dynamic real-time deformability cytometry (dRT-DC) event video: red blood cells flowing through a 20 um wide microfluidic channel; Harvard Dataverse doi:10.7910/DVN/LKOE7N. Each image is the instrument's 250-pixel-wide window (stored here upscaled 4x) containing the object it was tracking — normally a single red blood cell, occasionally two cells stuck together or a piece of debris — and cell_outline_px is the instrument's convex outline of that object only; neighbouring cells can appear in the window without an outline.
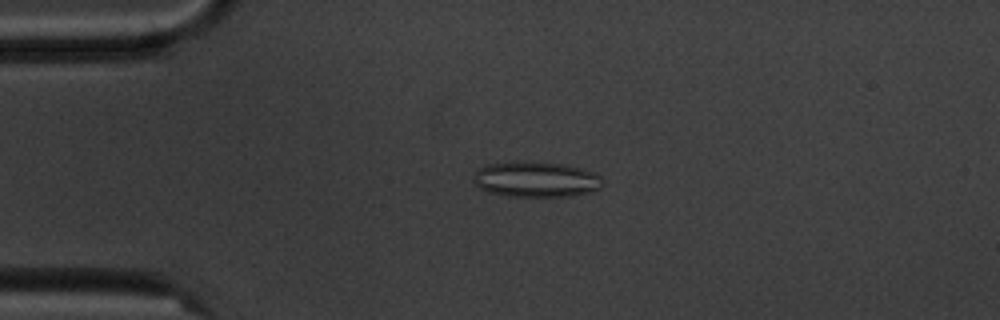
{"species": "common noctule bat (a hibernating species)", "species_latin": "Nyctalus noctula", "temperature_condition": "cold", "stored_images_in_passage": 4, "camera_frame_rate_fps": 3000, "um_per_image_px": 0.085, "animal": {"sex": "male", "body_mass_g": 20.1, "forearm_length_mm": 53.5}, "frame": {"image": 1, "passage_image": 3, "time_ms": 3.333, "image_size_px": [1000, 320], "cell_outline_px": [[604, 184], [600, 188], [592, 192], [572, 196], [508, 196], [488, 192], [480, 188], [472, 180], [476, 172], [480, 168], [488, 164], [564, 164], [596, 172], [600, 176]], "centroid_in_image_um": [45.63, 15.3], "position_along_channel_um": 39.4, "area_um2": 25.95}}